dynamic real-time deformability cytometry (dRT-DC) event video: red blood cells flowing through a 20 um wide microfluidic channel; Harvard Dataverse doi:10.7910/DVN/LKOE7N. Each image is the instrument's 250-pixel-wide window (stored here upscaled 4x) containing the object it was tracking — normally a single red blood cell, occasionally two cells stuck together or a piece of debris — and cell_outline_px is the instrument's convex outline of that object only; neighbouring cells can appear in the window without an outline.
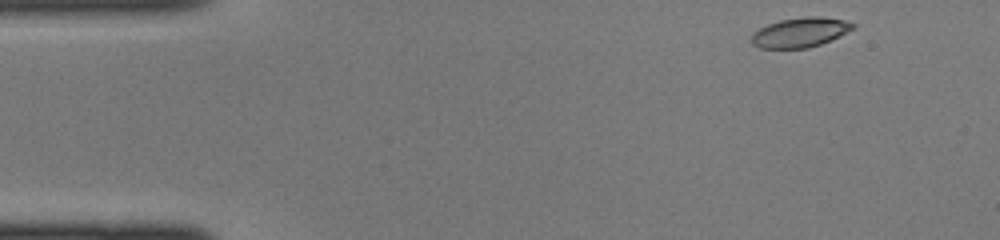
{"species": "common noctule bat (a hibernating species)", "species_latin": "Nyctalus noctula", "temperature_condition": "cold", "stored_images_in_passage": 41, "camera_frame_rate_fps": 3000, "um_per_image_px": 0.085, "animal": {"sex": "female", "body_mass_g": 22.0, "forearm_length_mm": 56.7}, "frame": {"image": 1, "passage_image": 1, "time_ms": 0.0, "image_size_px": [1000, 240], "cell_outline_px": [[856, 24], [852, 28], [820, 44], [808, 48], [760, 48], [752, 44], [752, 32], [768, 24], [780, 20], [808, 16], [820, 16], [844, 20]], "centroid_in_image_um": [67.95, 2.75], "position_along_channel_um": 17.0, "area_um2": 17.17}}
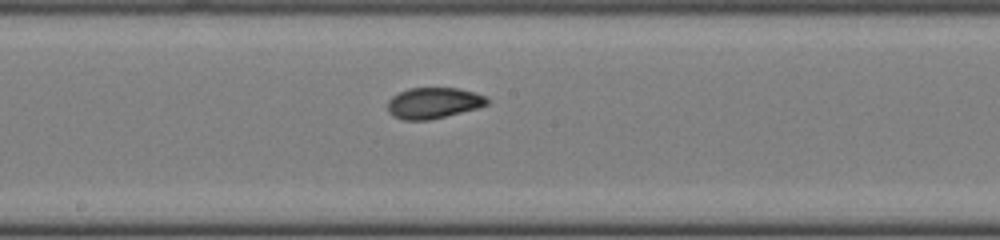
{"frame": {"image": 2, "passage_image": 20, "time_ms": 6.333, "image_size_px": [1000, 240], "cell_outline_px": [[488, 104], [480, 108], [432, 120], [404, 120], [392, 116], [388, 112], [388, 100], [392, 96], [408, 88], [460, 88], [476, 92], [488, 96]], "centroid_in_image_um": [36.89, 8.76], "position_along_channel_um": 211.3, "area_um2": 18.38}}
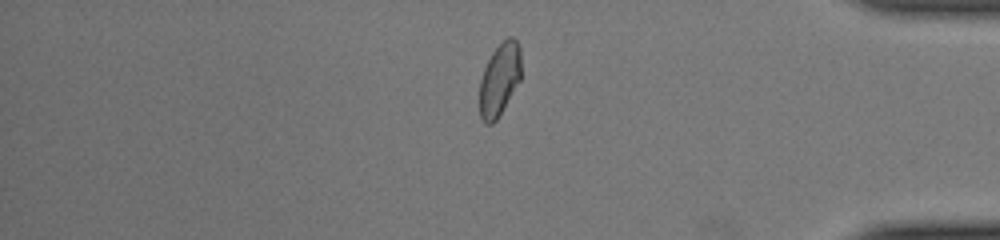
{"frame": {"image": 3, "passage_image": 34, "time_ms": 11.0, "image_size_px": [1000, 240], "cell_outline_px": [[520, 80], [496, 120], [492, 124], [484, 124], [480, 116], [480, 80], [484, 68], [492, 52], [508, 36], [512, 36], [516, 40], [520, 48]], "centroid_in_image_um": [42.45, 6.75], "position_along_channel_um": 392.7, "area_um2": 17.4}}